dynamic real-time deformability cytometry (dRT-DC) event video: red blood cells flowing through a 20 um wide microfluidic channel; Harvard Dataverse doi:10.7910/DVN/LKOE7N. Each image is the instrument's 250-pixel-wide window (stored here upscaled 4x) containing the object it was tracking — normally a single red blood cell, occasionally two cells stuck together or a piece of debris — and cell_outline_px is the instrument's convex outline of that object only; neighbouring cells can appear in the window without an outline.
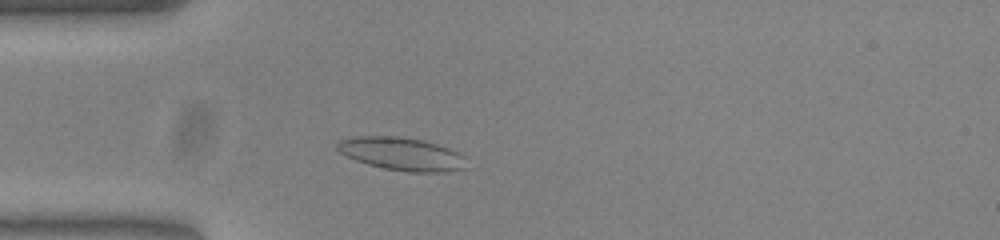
{"species": "common noctule bat (a hibernating species)", "species_latin": "Nyctalus noctula", "temperature_condition": "warm", "stored_images_in_passage": 48, "camera_frame_rate_fps": 3000, "um_per_image_px": 0.085, "animal": {"sex": "female", "body_mass_g": 23.0, "forearm_length_mm": 53.4}, "frame": {"image": 1, "passage_image": 9, "time_ms": 2.667, "image_size_px": [1000, 240], "cell_outline_px": [[464, 168], [444, 172], [408, 172], [384, 168], [368, 164], [356, 160], [340, 152], [336, 148], [336, 144], [340, 140], [360, 136], [400, 136], [420, 140], [436, 144], [448, 148], [464, 156]], "centroid_in_image_um": [34.12, 13.08], "position_along_channel_um": 50.9, "area_um2": 24.45}}
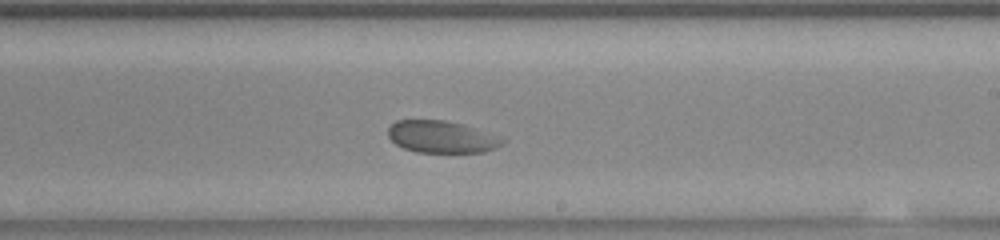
{"frame": {"image": 2, "passage_image": 26, "time_ms": 8.333, "image_size_px": [1000, 240], "cell_outline_px": [[508, 140], [504, 144], [496, 148], [484, 152], [416, 152], [404, 148], [396, 144], [388, 136], [388, 128], [396, 120], [444, 120], [464, 124], [504, 136]], "centroid_in_image_um": [37.63, 11.63], "position_along_channel_um": 251.4, "area_um2": 21.79}}
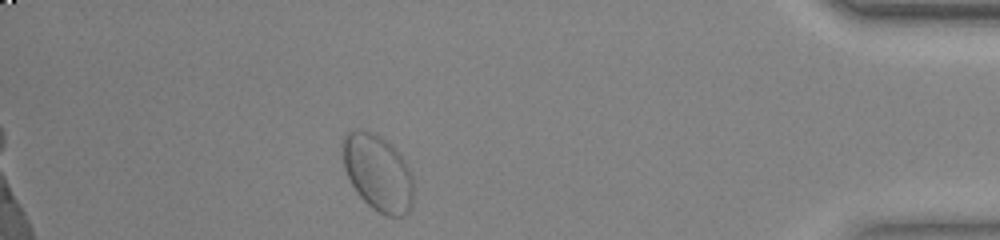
{"frame": {"image": 3, "passage_image": 42, "time_ms": 13.667, "image_size_px": [1000, 240], "cell_outline_px": [[412, 208], [404, 216], [384, 216], [372, 208], [356, 192], [344, 168], [340, 144], [344, 136], [348, 132], [356, 128], [372, 132], [380, 136], [400, 152], [412, 176]], "centroid_in_image_um": [32.09, 14.67], "position_along_channel_um": 403.1, "area_um2": 31.85}, "authors_computed_cell_mechanics": {"area_um2": 23.8714, "velocity_mm_per_s": 3.7223, "shape_relaxation_time_tau1_ms": 9.0199, "shape_relaxation_time_tau2_ms": null, "deformation_change_tau1": 0.1467, "deformation_change_tau2": null}}